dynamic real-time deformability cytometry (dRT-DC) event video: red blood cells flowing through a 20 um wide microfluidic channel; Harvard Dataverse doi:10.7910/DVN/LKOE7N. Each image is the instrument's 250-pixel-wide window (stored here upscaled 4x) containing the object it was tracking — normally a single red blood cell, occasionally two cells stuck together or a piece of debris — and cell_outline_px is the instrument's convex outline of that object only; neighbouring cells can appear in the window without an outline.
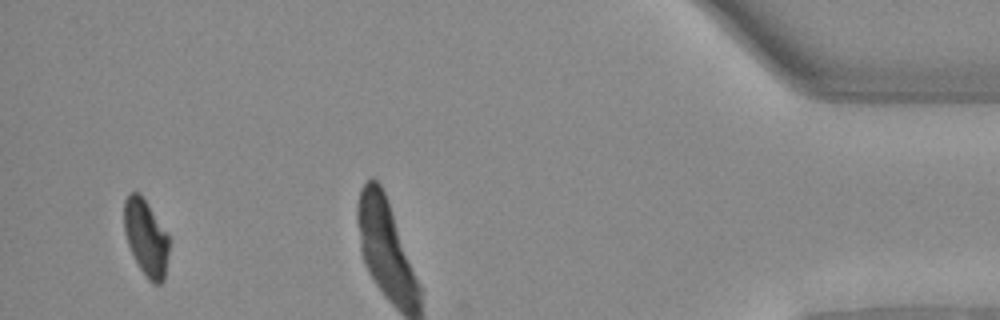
{"species": "Egyptian fruit bat (a non-hibernating species)", "species_latin": "Rousettus aegyptiacus", "temperature_condition": "warm", "stored_images_in_passage": 36, "segment_of_instrument_passage": [2, 3], "camera_frame_rate_fps": 3000, "um_per_image_px": 0.085, "animal": {"sex": "female"}, "frame": {"image": 1, "passage_image": 33, "time_ms": 10.667, "image_size_px": [1000, 320], "cell_outline_px": [[168, 252], [164, 280], [160, 284], [152, 284], [148, 280], [140, 268], [128, 244], [124, 232], [124, 200], [132, 192], [136, 192], [144, 200], [168, 236]], "centroid_in_image_um": [12.39, 20.26], "position_along_channel_um": 422.8, "area_um2": 19.31}}